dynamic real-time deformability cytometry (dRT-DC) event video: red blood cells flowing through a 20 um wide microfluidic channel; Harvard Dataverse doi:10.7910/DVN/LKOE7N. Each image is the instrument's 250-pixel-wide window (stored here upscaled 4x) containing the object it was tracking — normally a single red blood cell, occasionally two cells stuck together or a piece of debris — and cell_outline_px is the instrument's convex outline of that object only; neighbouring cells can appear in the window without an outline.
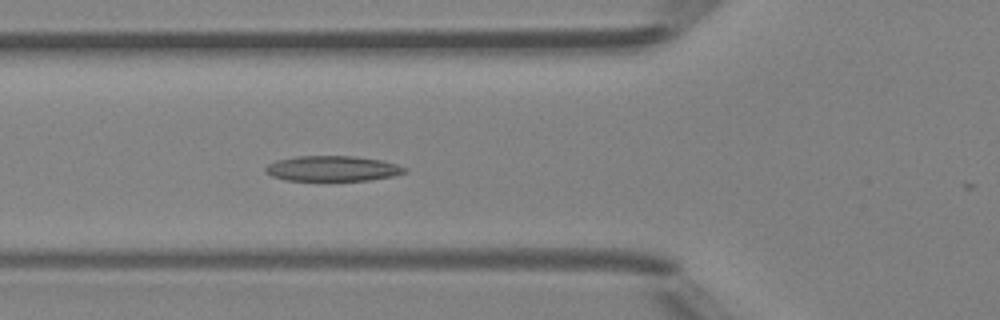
{"species": "Egyptian fruit bat (a non-hibernating species)", "species_latin": "Rousettus aegyptiacus", "temperature_condition": "room temperature", "stored_images_in_passage": 8, "camera_frame_rate_fps": 3000, "um_per_image_px": 0.085, "animal": {"sex": "female"}, "frame": {"image": 1, "passage_image": 5, "time_ms": 1.333, "image_size_px": [1000, 320], "cell_outline_px": [[408, 172], [392, 176], [368, 180], [284, 180], [272, 176], [264, 172], [264, 168], [268, 164], [276, 160], [296, 156], [352, 156], [380, 160], [396, 164], [408, 168]], "centroid_in_image_um": [28.24, 14.32], "position_along_channel_um": 97.6, "area_um2": 20.52}}
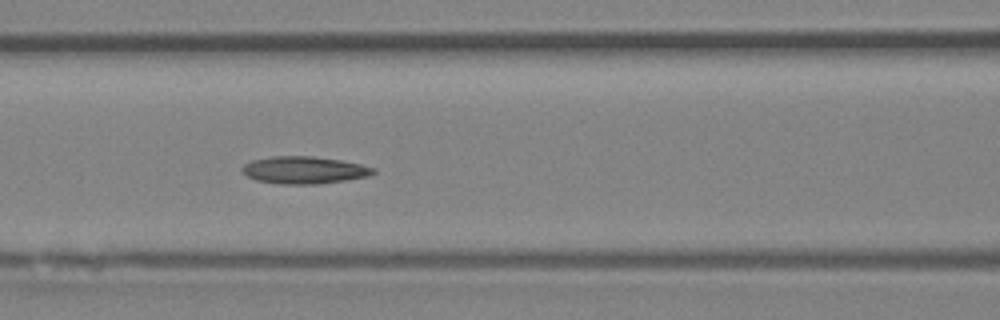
{"frame": {"image": 2, "passage_image": 8, "time_ms": 2.333, "image_size_px": [1000, 320], "cell_outline_px": [[376, 172], [368, 176], [320, 184], [280, 184], [256, 180], [248, 176], [240, 168], [244, 164], [252, 160], [272, 156], [312, 156], [340, 160], [360, 164], [376, 168]], "centroid_in_image_um": [25.85, 14.45], "position_along_channel_um": 140.8, "area_um2": 20.81}}